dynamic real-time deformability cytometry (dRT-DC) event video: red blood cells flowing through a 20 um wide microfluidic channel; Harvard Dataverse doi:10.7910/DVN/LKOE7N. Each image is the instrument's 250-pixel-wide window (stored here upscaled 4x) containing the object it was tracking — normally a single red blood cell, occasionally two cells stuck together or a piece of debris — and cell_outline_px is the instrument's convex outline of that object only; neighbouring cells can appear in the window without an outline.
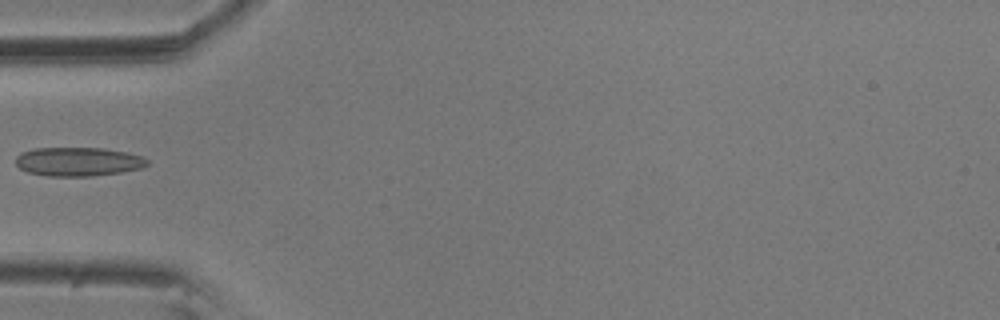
{"species": "common noctule bat (a hibernating species)", "species_latin": "Nyctalus noctula", "temperature_condition": "room temperature", "stored_images_in_passage": 7, "camera_frame_rate_fps": 3000, "um_per_image_px": 0.085, "animal": {"sex": "male", "body_mass_g": 20.5, "forearm_length_mm": 52.5}, "frame": {"image": 1, "passage_image": 6, "time_ms": 1.667, "image_size_px": [1000, 320], "cell_outline_px": [[148, 164], [144, 168], [120, 172], [92, 176], [48, 176], [28, 172], [20, 168], [16, 164], [16, 156], [20, 152], [32, 148], [104, 148], [128, 152], [144, 156], [148, 160]], "centroid_in_image_um": [6.67, 13.73], "position_along_channel_um": 78.3, "area_um2": 22.37}}
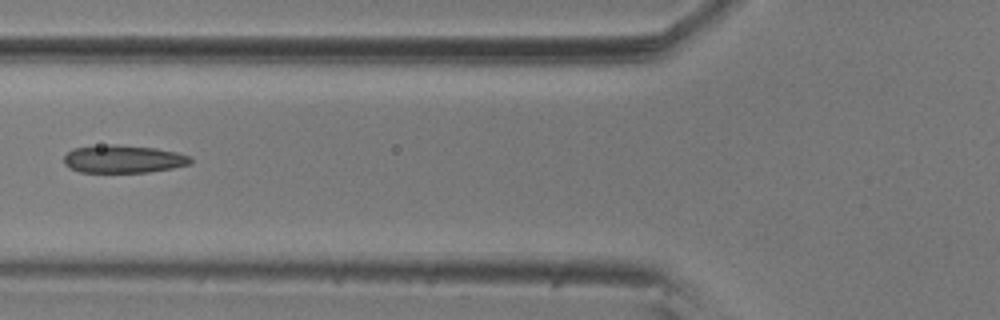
{"frame": {"image": 2, "passage_image": 7, "time_ms": 2.0, "image_size_px": [1000, 320], "cell_outline_px": [[192, 164], [172, 168], [148, 172], [80, 172], [64, 164], [64, 156], [72, 148], [108, 144], [116, 144], [156, 148], [176, 152], [188, 156], [192, 160]], "centroid_in_image_um": [10.48, 13.51], "position_along_channel_um": 115.3, "area_um2": 20.52}}